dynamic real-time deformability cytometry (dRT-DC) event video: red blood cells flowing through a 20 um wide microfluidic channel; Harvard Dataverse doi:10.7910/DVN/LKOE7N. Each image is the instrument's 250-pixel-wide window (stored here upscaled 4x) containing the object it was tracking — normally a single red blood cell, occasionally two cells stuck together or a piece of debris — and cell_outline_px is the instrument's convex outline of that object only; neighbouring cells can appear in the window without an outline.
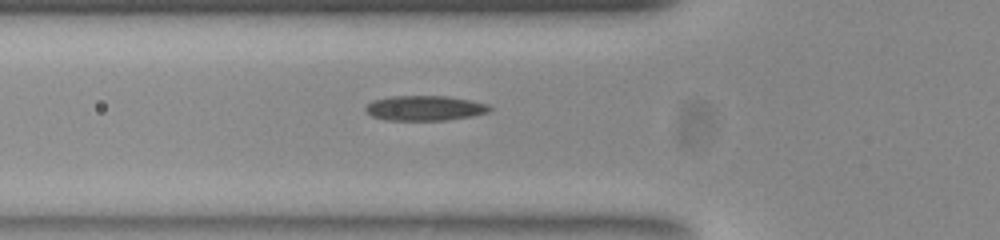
{"species": "common noctule bat (a hibernating species)", "species_latin": "Nyctalus noctula", "temperature_condition": "room temperature", "stored_images_in_passage": 36, "camera_frame_rate_fps": 3000, "um_per_image_px": 0.085, "animal": {"sex": "female", "body_mass_g": 23.0, "forearm_length_mm": 53.4}, "frame": {"image": 1, "passage_image": 4, "time_ms": 1.0, "image_size_px": [1000, 240], "cell_outline_px": [[492, 108], [488, 112], [472, 116], [444, 120], [384, 120], [372, 116], [364, 112], [364, 108], [372, 100], [392, 96], [448, 96], [472, 100], [488, 104]], "centroid_in_image_um": [36.08, 9.19], "position_along_channel_um": 89.7, "area_um2": 18.21}}
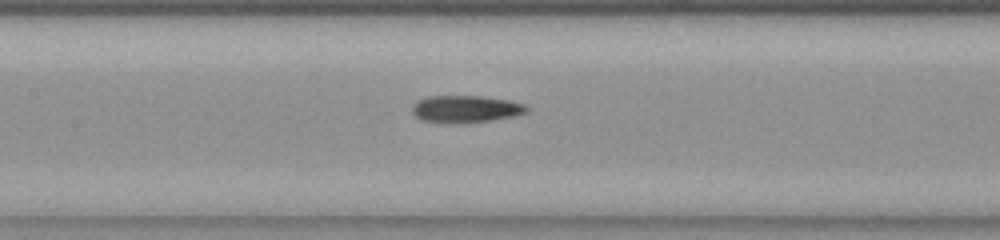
{"frame": {"image": 2, "passage_image": 10, "time_ms": 3.0, "image_size_px": [1000, 240], "cell_outline_px": [[528, 112], [512, 116], [488, 120], [460, 124], [448, 124], [420, 120], [412, 112], [412, 104], [416, 100], [428, 96], [484, 96], [508, 100], [524, 104], [528, 108]], "centroid_in_image_um": [39.52, 9.27], "position_along_channel_um": 167.9, "area_um2": 18.32}}
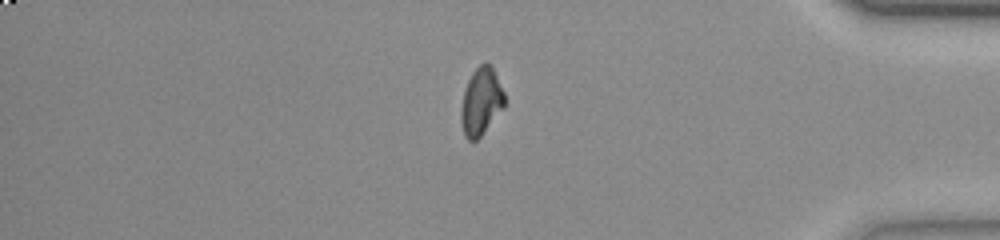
{"frame": {"image": 3, "passage_image": 30, "time_ms": 9.667, "image_size_px": [1000, 240], "cell_outline_px": [[504, 108], [480, 136], [476, 140], [468, 140], [464, 136], [460, 120], [460, 108], [464, 92], [468, 80], [472, 72], [480, 64], [492, 64], [504, 92]], "centroid_in_image_um": [40.88, 8.63], "position_along_channel_um": 394.3, "area_um2": 17.11}, "authors_computed_cell_mechanics": {"area_um2": 17.7157, "velocity_mm_per_s": 3.8886, "shape_relaxation_time_tau1_ms": null, "shape_relaxation_time_tau2_ms": 3.4305, "deformation_change_tau1": null, "deformation_change_tau2": 0.0865}}